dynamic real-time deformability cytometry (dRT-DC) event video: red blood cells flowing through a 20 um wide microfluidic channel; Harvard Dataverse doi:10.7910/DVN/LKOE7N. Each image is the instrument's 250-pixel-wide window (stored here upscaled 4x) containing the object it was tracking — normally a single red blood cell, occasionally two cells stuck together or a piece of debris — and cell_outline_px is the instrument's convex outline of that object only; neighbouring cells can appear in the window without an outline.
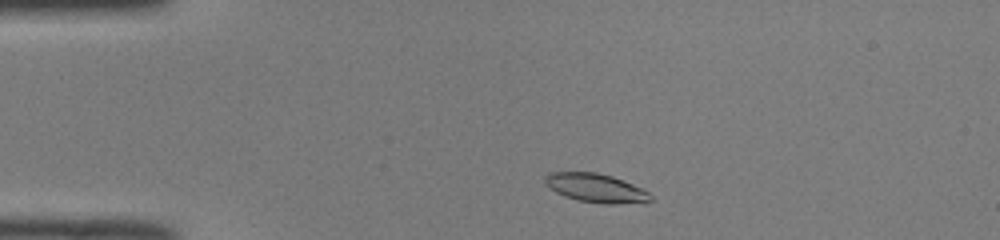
{"species": "common noctule bat (a hibernating species)", "species_latin": "Nyctalus noctula", "temperature_condition": "room temperature", "stored_images_in_passage": 42, "camera_frame_rate_fps": 3000, "um_per_image_px": 0.085, "animal": {"sex": "male", "body_mass_g": 19.0, "forearm_length_mm": 50.8}, "frame": {"image": 1, "passage_image": 3, "time_ms": 0.667, "image_size_px": [1000, 240], "cell_outline_px": [[652, 200], [644, 204], [604, 204], [576, 200], [564, 196], [556, 192], [544, 184], [544, 176], [548, 172], [596, 172], [612, 176], [632, 184], [648, 192], [652, 196]], "centroid_in_image_um": [50.65, 16.0], "position_along_channel_um": 34.3, "area_um2": 18.03}}
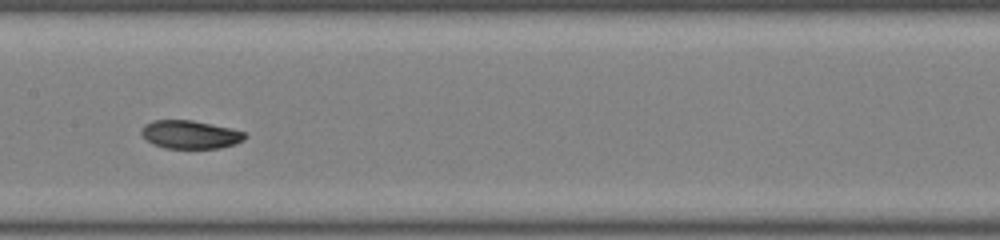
{"frame": {"image": 2, "passage_image": 18, "time_ms": 5.667, "image_size_px": [1000, 240], "cell_outline_px": [[248, 136], [244, 140], [236, 144], [220, 148], [164, 148], [152, 144], [140, 132], [144, 124], [152, 120], [192, 120], [232, 128], [244, 132]], "centroid_in_image_um": [16.19, 11.43], "position_along_channel_um": 191.2, "area_um2": 17.17}}
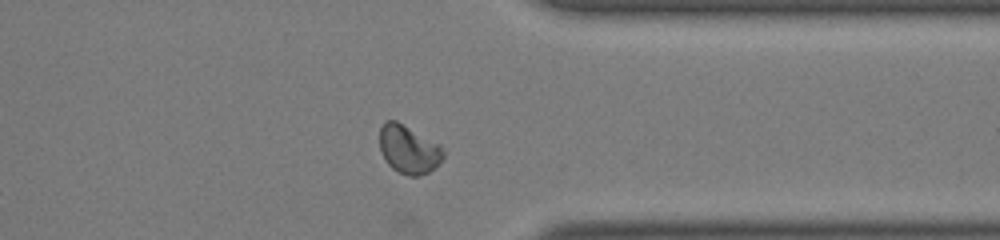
{"frame": {"image": 3, "passage_image": 32, "time_ms": 10.333, "image_size_px": [1000, 240], "cell_outline_px": [[444, 156], [440, 164], [428, 172], [420, 176], [408, 176], [392, 168], [384, 160], [380, 152], [380, 128], [384, 120], [396, 120], [440, 144], [444, 152]], "centroid_in_image_um": [34.73, 12.7], "position_along_channel_um": 376.7, "area_um2": 18.15}, "authors_computed_cell_mechanics": {"area_um2": 17.5712, "velocity_mm_per_s": 4.0445, "shape_relaxation_time_tau1_ms": 6.5666, "shape_relaxation_time_tau2_ms": 1.4935, "deformation_change_tau1": 0.1552, "deformation_change_tau2": 0.0428}}